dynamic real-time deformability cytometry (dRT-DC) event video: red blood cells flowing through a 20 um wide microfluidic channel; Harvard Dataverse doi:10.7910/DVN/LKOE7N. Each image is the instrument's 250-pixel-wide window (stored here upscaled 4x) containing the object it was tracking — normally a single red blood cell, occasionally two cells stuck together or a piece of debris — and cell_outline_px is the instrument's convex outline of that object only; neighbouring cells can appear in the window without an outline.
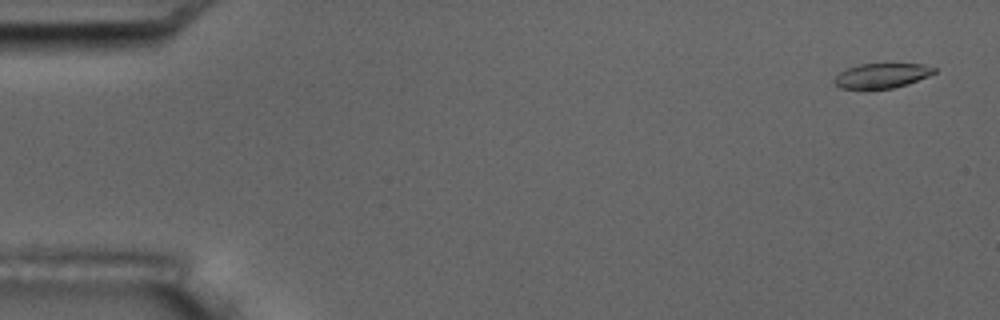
{"species": "common noctule bat (a hibernating species)", "species_latin": "Nyctalus noctula", "temperature_condition": "room temperature", "stored_images_in_passage": 7, "camera_frame_rate_fps": 3000, "um_per_image_px": 0.085, "animal": {"sex": "male", "body_mass_g": 17.5, "forearm_length_mm": 52.3}, "frame": {"image": 1, "passage_image": 1, "time_ms": 0.0, "image_size_px": [1000, 320], "cell_outline_px": [[936, 72], [928, 76], [908, 84], [892, 88], [840, 88], [832, 80], [840, 72], [848, 68], [860, 64], [924, 64], [936, 68]], "centroid_in_image_um": [74.97, 6.42], "position_along_channel_um": 10.0, "area_um2": 14.22}}